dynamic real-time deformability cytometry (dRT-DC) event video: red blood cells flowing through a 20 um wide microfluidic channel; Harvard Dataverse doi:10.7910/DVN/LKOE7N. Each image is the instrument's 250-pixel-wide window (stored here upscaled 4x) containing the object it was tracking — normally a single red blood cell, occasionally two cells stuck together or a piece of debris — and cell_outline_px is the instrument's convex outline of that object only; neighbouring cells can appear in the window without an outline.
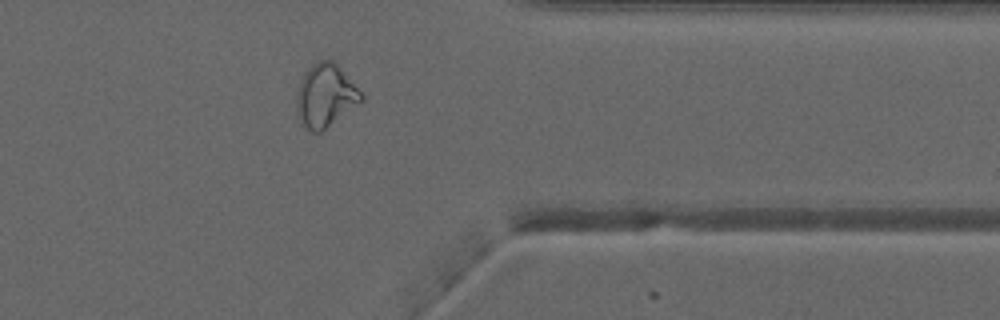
{"species": "common noctule bat (a hibernating species)", "species_latin": "Nyctalus noctula", "temperature_condition": "warm", "stored_images_in_passage": 33, "camera_frame_rate_fps": 3000, "um_per_image_px": 0.085, "animal": {"sex": "male", "forearm_length_mm": 52.5}, "frame": {"image": 1, "passage_image": 28, "time_ms": 9.0, "image_size_px": [1000, 320], "cell_outline_px": [[364, 100], [320, 132], [312, 132], [300, 120], [296, 112], [296, 100], [300, 84], [304, 72], [312, 64], [320, 60], [332, 60], [340, 68], [364, 96]], "centroid_in_image_um": [27.65, 8.12], "position_along_channel_um": 383.7, "area_um2": 23.24}}